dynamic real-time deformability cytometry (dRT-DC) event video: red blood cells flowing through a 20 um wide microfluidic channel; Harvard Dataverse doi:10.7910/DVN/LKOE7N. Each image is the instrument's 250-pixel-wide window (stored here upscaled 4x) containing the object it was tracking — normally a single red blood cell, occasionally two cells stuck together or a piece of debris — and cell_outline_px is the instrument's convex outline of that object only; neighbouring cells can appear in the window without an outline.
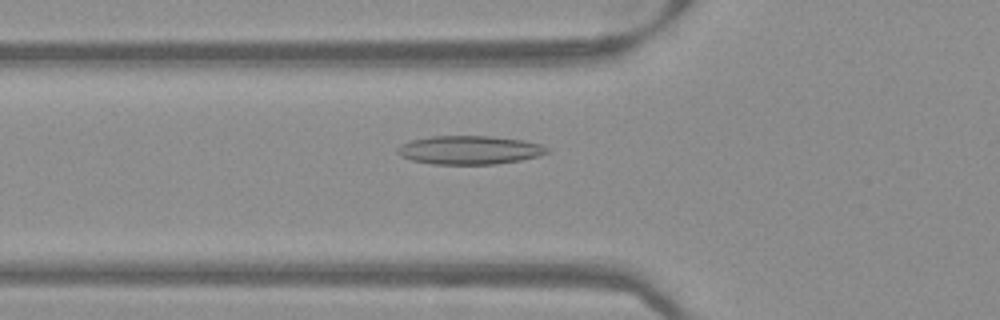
{"species": "Egyptian fruit bat (a non-hibernating species)", "species_latin": "Rousettus aegyptiacus", "temperature_condition": "warm", "stored_images_in_passage": 51, "camera_frame_rate_fps": 3000, "um_per_image_px": 0.085, "frame": {"image": 1, "passage_image": 18, "time_ms": 5.667, "image_size_px": [1000, 320], "cell_outline_px": [[548, 152], [540, 156], [520, 160], [496, 164], [432, 164], [412, 160], [400, 156], [396, 152], [396, 148], [400, 144], [412, 140], [432, 136], [492, 136], [524, 140], [540, 144], [548, 148]], "centroid_in_image_um": [39.89, 12.75], "position_along_channel_um": 85.9, "area_um2": 25.03}}
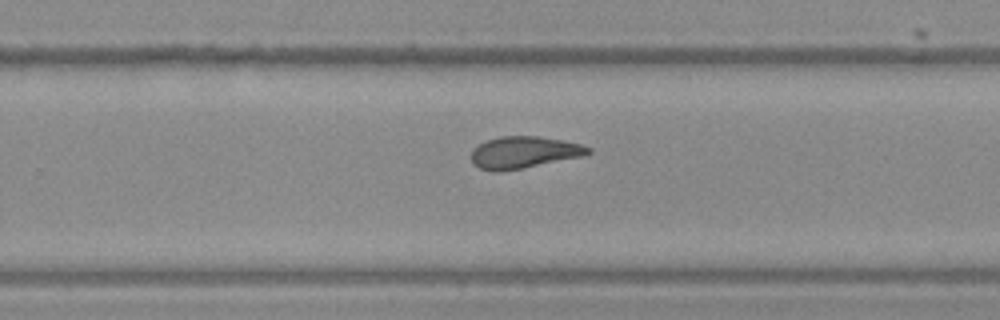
{"frame": {"image": 2, "passage_image": 33, "time_ms": 10.667, "image_size_px": [1000, 320], "cell_outline_px": [[592, 152], [584, 156], [524, 168], [500, 172], [480, 168], [472, 164], [472, 148], [488, 140], [500, 136], [540, 136], [580, 144], [592, 148]], "centroid_in_image_um": [44.55, 12.96], "position_along_channel_um": 285.3, "area_um2": 21.73}}
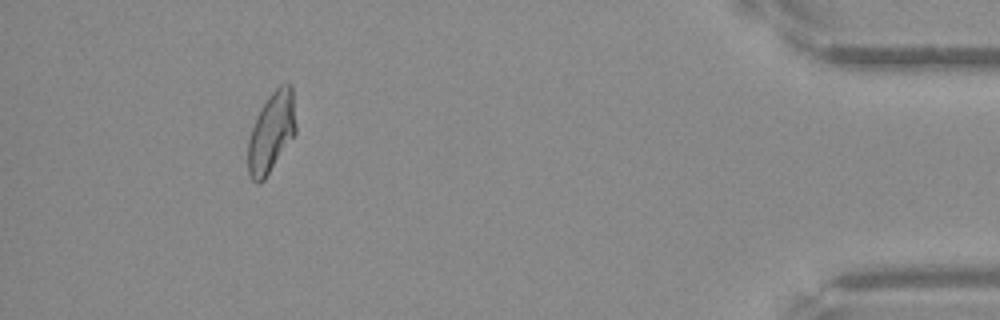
{"frame": {"image": 3, "passage_image": 47, "time_ms": 15.333, "image_size_px": [1000, 320], "cell_outline_px": [[296, 132], [264, 180], [260, 184], [256, 184], [252, 180], [248, 172], [248, 140], [256, 116], [260, 108], [268, 96], [280, 84], [292, 84], [296, 124]], "centroid_in_image_um": [23.06, 11.24], "position_along_channel_um": 412.1, "area_um2": 22.37}}